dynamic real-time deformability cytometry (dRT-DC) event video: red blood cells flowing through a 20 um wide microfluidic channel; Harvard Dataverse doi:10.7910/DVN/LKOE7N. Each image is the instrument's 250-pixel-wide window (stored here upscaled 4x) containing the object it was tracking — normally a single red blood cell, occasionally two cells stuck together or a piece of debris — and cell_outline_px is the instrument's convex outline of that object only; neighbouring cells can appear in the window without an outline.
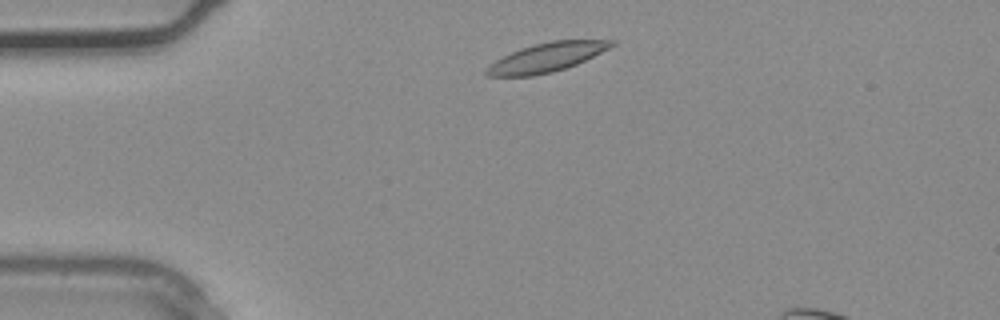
{"species": "common noctule bat (a hibernating species)", "species_latin": "Nyctalus noctula", "temperature_condition": "warm", "stored_images_in_passage": 2, "segment_of_instrument_passage": [1, 2], "camera_frame_rate_fps": 3000, "um_per_image_px": 0.085, "animal": {"sex": "male", "body_mass_g": 20.4}, "frame": {"image": 1, "passage_image": 1, "time_ms": 0.0, "image_size_px": [1000, 320], "cell_outline_px": [[616, 44], [576, 64], [552, 72], [532, 76], [484, 76], [484, 72], [496, 60], [520, 48], [552, 40], [616, 40]], "centroid_in_image_um": [46.45, 4.88], "position_along_channel_um": 38.5, "area_um2": 20.69}}